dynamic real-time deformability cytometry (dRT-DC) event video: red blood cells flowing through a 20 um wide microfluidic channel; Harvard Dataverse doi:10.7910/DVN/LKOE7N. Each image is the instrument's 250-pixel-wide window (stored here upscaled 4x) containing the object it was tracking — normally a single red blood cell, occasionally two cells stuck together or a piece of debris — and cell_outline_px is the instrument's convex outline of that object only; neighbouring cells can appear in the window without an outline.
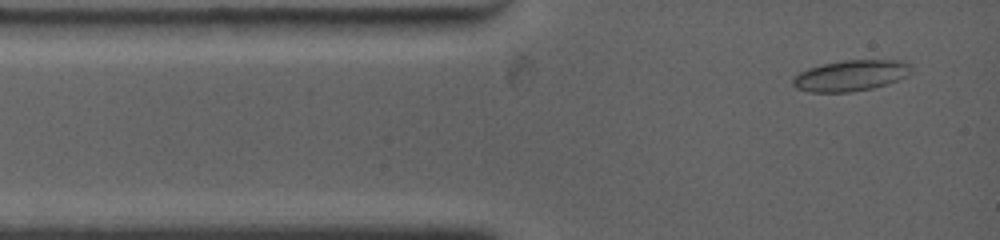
{"species": "common noctule bat (a hibernating species)", "species_latin": "Nyctalus noctula", "temperature_condition": "warm", "stored_images_in_passage": 17, "camera_frame_rate_fps": 4500, "um_per_image_px": 0.085, "animal": {"sex": "female", "body_mass_g": 19.0, "forearm_length_mm": 53.3}, "frame": {"image": 1, "passage_image": 1, "time_ms": 0.0, "image_size_px": [1000, 240], "cell_outline_px": [[912, 72], [908, 76], [872, 88], [848, 92], [812, 92], [796, 88], [792, 84], [792, 80], [800, 72], [808, 68], [824, 64], [844, 60], [904, 60], [912, 64]], "centroid_in_image_um": [72.36, 6.41], "position_along_channel_um": 12.6, "area_um2": 21.27}}
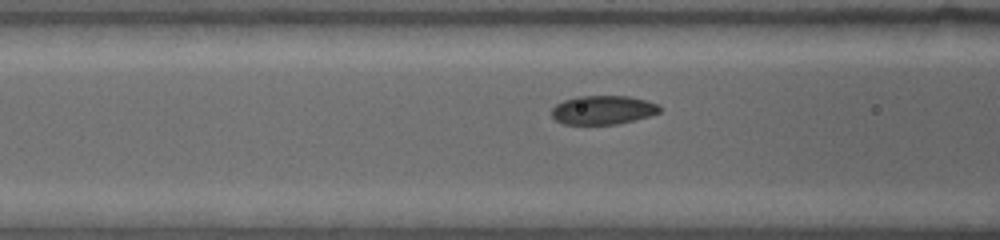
{"frame": {"image": 2, "passage_image": 12, "time_ms": 3.556, "image_size_px": [1000, 240], "cell_outline_px": [[660, 112], [648, 116], [616, 124], [564, 124], [556, 120], [552, 116], [552, 108], [556, 104], [564, 100], [576, 96], [628, 96], [644, 100], [656, 104], [660, 108]], "centroid_in_image_um": [51.2, 9.34], "position_along_channel_um": 115.4, "area_um2": 17.92}}
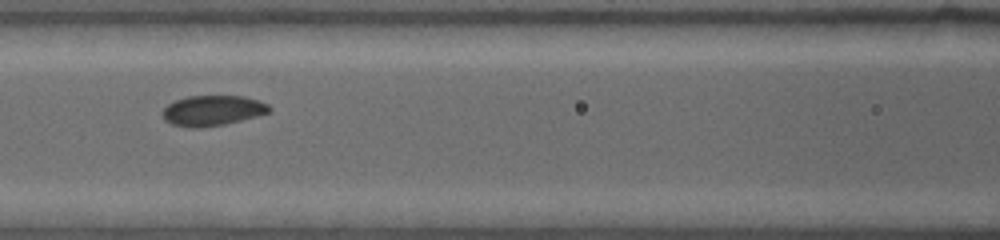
{"frame": {"image": 3, "passage_image": 15, "time_ms": 4.444, "image_size_px": [1000, 240], "cell_outline_px": [[272, 108], [268, 112], [256, 116], [224, 124], [200, 128], [188, 128], [172, 124], [164, 120], [164, 108], [168, 104], [176, 100], [188, 96], [244, 96], [260, 100], [268, 104]], "centroid_in_image_um": [18.07, 9.39], "position_along_channel_um": 148.5, "area_um2": 18.79}}